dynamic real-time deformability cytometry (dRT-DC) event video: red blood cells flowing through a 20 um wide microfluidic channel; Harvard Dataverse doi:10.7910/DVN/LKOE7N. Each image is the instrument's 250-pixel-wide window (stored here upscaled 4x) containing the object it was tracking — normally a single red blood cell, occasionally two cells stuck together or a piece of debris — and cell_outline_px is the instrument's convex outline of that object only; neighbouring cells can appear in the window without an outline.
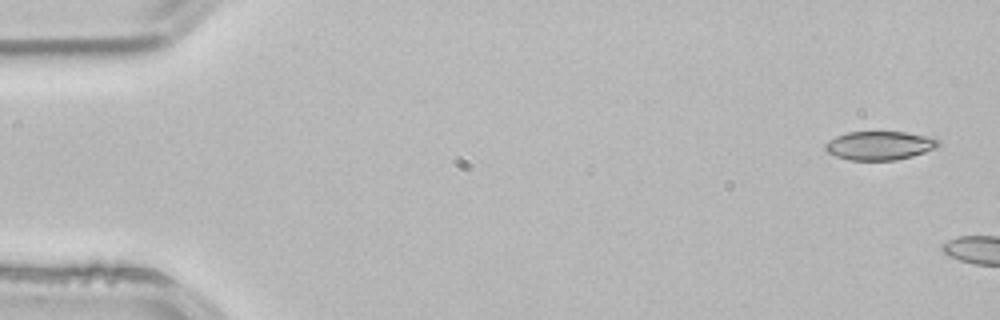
{"species": "common noctule bat (a hibernating species)", "species_latin": "Nyctalus noctula", "temperature_condition": "room temperature", "stored_images_in_passage": 3, "camera_frame_rate_fps": 3000, "um_per_image_px": 0.085, "animal": {"sex": "male", "body_mass_g": 21.5, "forearm_length_mm": 52.0}, "frame": {"image": 1, "passage_image": 1, "time_ms": 0.0, "image_size_px": [1000, 320], "cell_outline_px": [[940, 144], [936, 148], [912, 156], [896, 160], [848, 160], [836, 156], [828, 152], [824, 148], [824, 144], [828, 140], [836, 136], [848, 132], [904, 132], [924, 136], [940, 140]], "centroid_in_image_um": [74.73, 12.37], "position_along_channel_um": 10.3, "area_um2": 18.84}}